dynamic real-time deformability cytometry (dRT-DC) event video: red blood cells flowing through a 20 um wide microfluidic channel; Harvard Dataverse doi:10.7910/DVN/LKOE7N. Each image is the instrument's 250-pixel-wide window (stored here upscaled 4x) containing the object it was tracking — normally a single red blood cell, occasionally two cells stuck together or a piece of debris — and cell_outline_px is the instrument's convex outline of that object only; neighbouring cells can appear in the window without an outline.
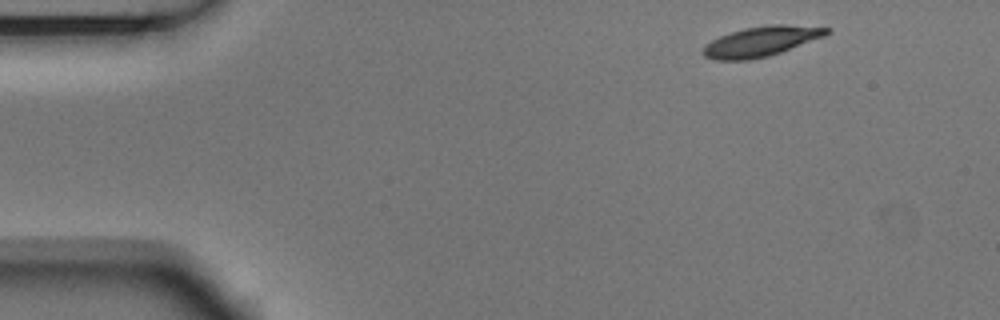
{"species": "Egyptian fruit bat (a non-hibernating species)", "species_latin": "Rousettus aegyptiacus", "temperature_condition": "room temperature", "stored_images_in_passage": 5, "camera_frame_rate_fps": 3000, "um_per_image_px": 0.085, "animal": {"sex": "male"}, "frame": {"image": 1, "passage_image": 1, "time_ms": 0.0, "image_size_px": [1000, 320], "cell_outline_px": [[832, 32], [824, 36], [780, 52], [768, 56], [748, 60], [716, 60], [704, 56], [700, 52], [704, 44], [720, 36], [744, 28], [768, 24], [784, 24], [832, 28]], "centroid_in_image_um": [64.67, 3.51], "position_along_channel_um": 20.3, "area_um2": 21.62}}
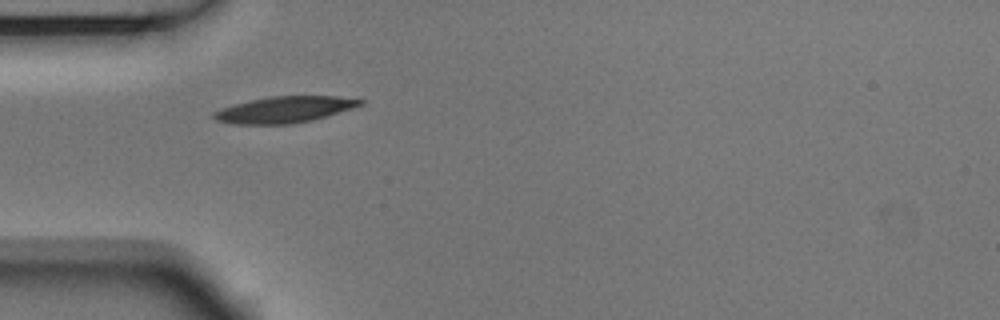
{"frame": {"image": 2, "passage_image": 4, "time_ms": 1.0, "image_size_px": [1000, 320], "cell_outline_px": [[364, 104], [352, 108], [312, 120], [292, 124], [236, 124], [216, 120], [212, 116], [212, 112], [220, 108], [268, 96], [360, 96], [364, 100]], "centroid_in_image_um": [24.26, 9.3], "position_along_channel_um": 60.7, "area_um2": 22.6}}
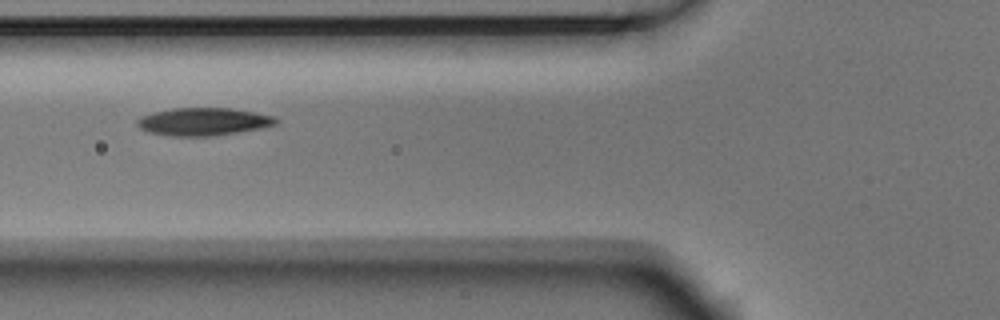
{"frame": {"image": 3, "passage_image": 5, "time_ms": 1.333, "image_size_px": [1000, 320], "cell_outline_px": [[280, 120], [276, 124], [260, 128], [212, 136], [168, 136], [148, 132], [140, 128], [136, 124], [136, 120], [140, 116], [152, 112], [172, 108], [232, 108], [276, 116]], "centroid_in_image_um": [17.26, 10.33], "position_along_channel_um": 108.5, "area_um2": 22.6}}